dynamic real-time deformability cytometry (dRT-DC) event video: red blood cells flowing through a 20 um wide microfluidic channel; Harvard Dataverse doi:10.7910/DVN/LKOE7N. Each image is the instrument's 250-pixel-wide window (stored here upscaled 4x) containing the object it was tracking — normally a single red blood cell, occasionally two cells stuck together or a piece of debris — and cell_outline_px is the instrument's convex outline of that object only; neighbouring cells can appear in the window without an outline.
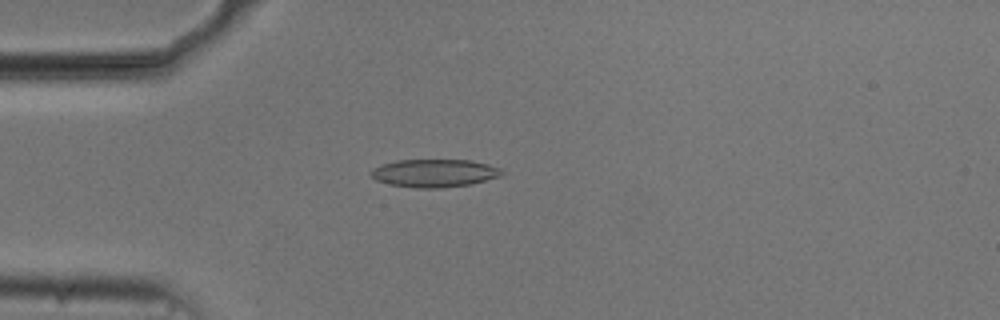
{"species": "common noctule bat (a hibernating species)", "species_latin": "Nyctalus noctula", "temperature_condition": "cold", "stored_images_in_passage": 53, "camera_frame_rate_fps": 3000, "um_per_image_px": 0.085, "animal": {"sex": "male", "body_mass_g": 20.5, "forearm_length_mm": 52.5}, "frame": {"image": 1, "passage_image": 14, "time_ms": 4.333, "image_size_px": [1000, 320], "cell_outline_px": [[504, 172], [500, 176], [472, 184], [440, 188], [416, 188], [392, 184], [376, 180], [368, 172], [372, 168], [396, 160], [468, 160], [488, 164], [500, 168]], "centroid_in_image_um": [36.92, 14.71], "position_along_channel_um": 48.1, "area_um2": 21.21}}
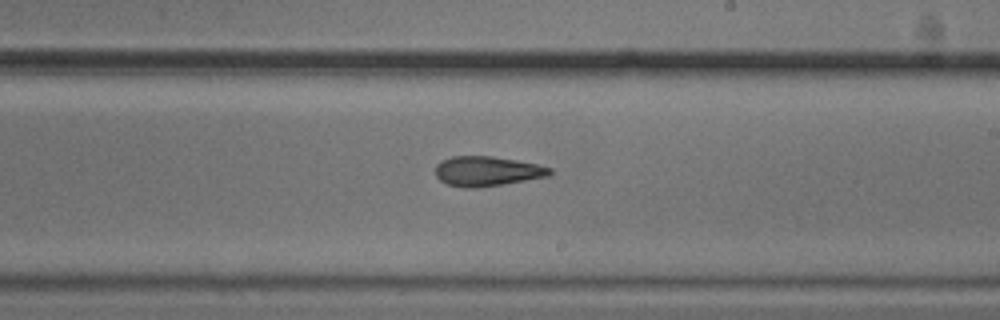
{"frame": {"image": 2, "passage_image": 31, "time_ms": 10.0, "image_size_px": [1000, 320], "cell_outline_px": [[552, 172], [548, 176], [504, 184], [476, 188], [464, 188], [448, 184], [440, 180], [436, 176], [436, 164], [440, 160], [452, 156], [492, 156], [516, 160], [536, 164], [552, 168]], "centroid_in_image_um": [41.37, 14.55], "position_along_channel_um": 247.6, "area_um2": 19.88}}
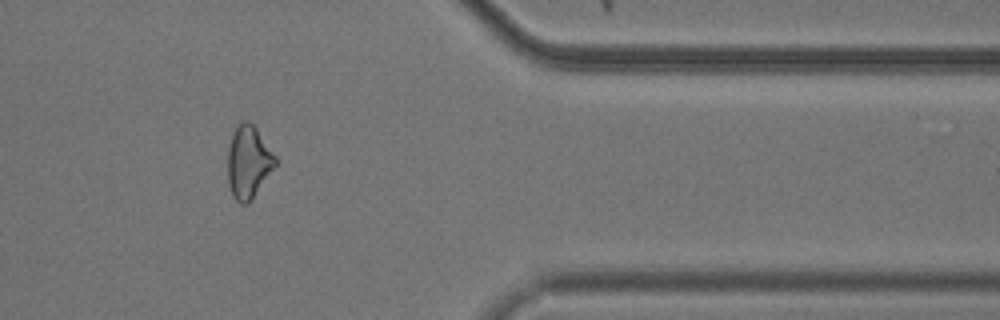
{"frame": {"image": 3, "passage_image": 44, "time_ms": 14.333, "image_size_px": [1000, 320], "cell_outline_px": [[276, 164], [252, 200], [248, 204], [240, 204], [232, 196], [228, 184], [228, 148], [232, 136], [236, 128], [244, 120], [252, 124], [256, 128], [276, 156]], "centroid_in_image_um": [21.11, 13.82], "position_along_channel_um": 390.3, "area_um2": 19.94}, "authors_computed_cell_mechanics": {"area_um2": 20.6346, "velocity_mm_per_s": 3.749, "shape_relaxation_time_tau1_ms": 9.0807, "shape_relaxation_time_tau2_ms": 5.2393, "deformation_change_tau1": 0.1592, "deformation_change_tau2": 0.1343}}